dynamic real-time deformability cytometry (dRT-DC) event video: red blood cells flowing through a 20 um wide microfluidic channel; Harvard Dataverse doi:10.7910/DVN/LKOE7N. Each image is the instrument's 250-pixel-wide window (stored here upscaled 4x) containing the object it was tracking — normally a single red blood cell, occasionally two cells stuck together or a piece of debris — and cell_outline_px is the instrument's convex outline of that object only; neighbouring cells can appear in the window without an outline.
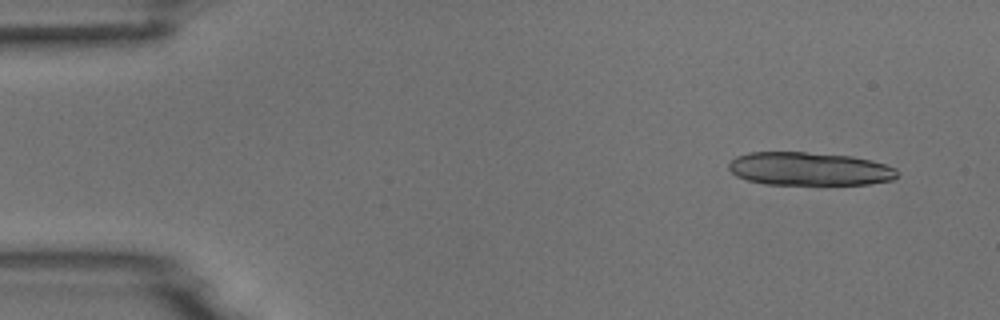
{"species": "common noctule bat (a hibernating species)", "species_latin": "Nyctalus noctula", "temperature_condition": "room temperature", "stored_images_in_passage": 10, "camera_frame_rate_fps": 3000, "um_per_image_px": 0.085, "animal": {"sex": "male", "body_mass_g": 18.8}, "frame": {"image": 1, "passage_image": 2, "time_ms": 0.333, "image_size_px": [1000, 320], "cell_outline_px": [[896, 176], [892, 180], [868, 184], [764, 184], [748, 180], [736, 176], [728, 168], [728, 164], [736, 156], [748, 152], [804, 152], [852, 156], [872, 160], [896, 168]], "centroid_in_image_um": [68.77, 14.35], "position_along_channel_um": 16.2, "area_um2": 32.6}}
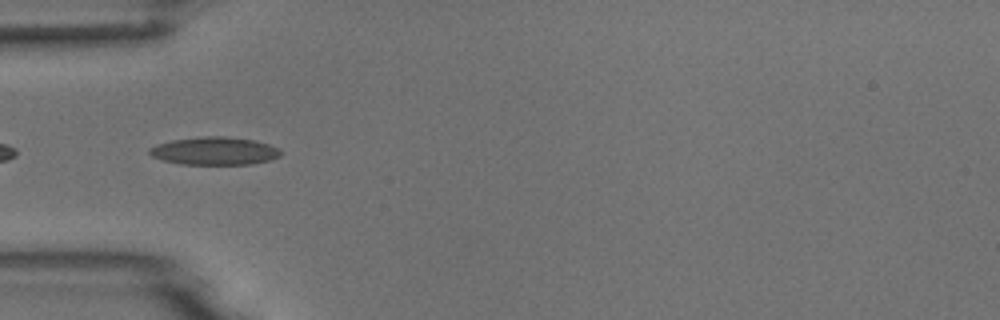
{"frame": {"image": 2, "passage_image": 5, "time_ms": 1.333, "image_size_px": [1000, 320], "cell_outline_px": [[280, 156], [272, 160], [252, 164], [180, 164], [164, 160], [152, 156], [148, 152], [148, 148], [156, 144], [172, 140], [204, 136], [228, 136], [256, 140], [280, 148]], "centroid_in_image_um": [18.26, 12.82], "position_along_channel_um": 66.7, "area_um2": 21.5}}
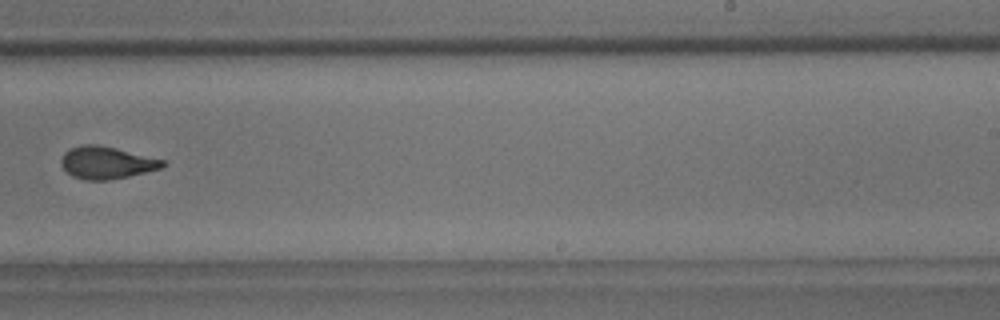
{"frame": {"image": 3, "passage_image": 10, "time_ms": 3.0, "image_size_px": [1000, 320], "cell_outline_px": [[168, 164], [160, 168], [128, 176], [108, 180], [84, 180], [72, 176], [60, 164], [60, 160], [64, 152], [68, 148], [80, 144], [96, 144], [116, 148], [164, 160]], "centroid_in_image_um": [9.01, 13.81], "position_along_channel_um": 280.0, "area_um2": 19.13}}